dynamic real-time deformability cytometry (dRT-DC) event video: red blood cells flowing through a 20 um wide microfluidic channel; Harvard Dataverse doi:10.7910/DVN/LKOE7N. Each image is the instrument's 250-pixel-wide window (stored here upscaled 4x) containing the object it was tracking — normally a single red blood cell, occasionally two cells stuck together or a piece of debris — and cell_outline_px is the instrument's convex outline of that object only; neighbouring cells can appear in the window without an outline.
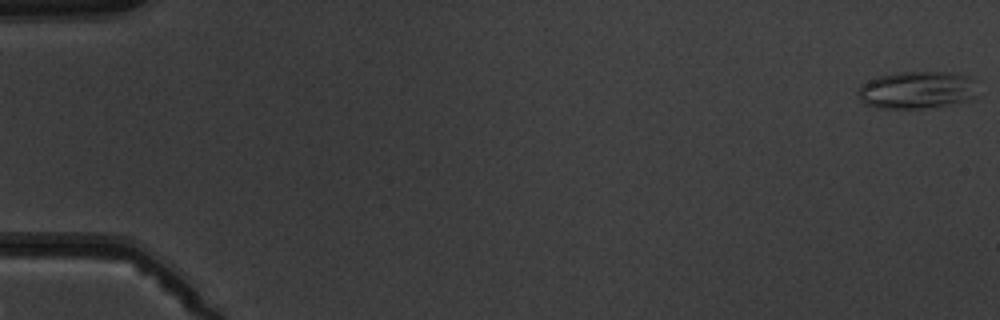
{"species": "common noctule bat (a hibernating species)", "species_latin": "Nyctalus noctula", "temperature_condition": "warm", "stored_images_in_passage": 5, "camera_frame_rate_fps": 3000, "um_per_image_px": 0.085, "animal": {"sex": "male", "body_mass_g": 19.5, "forearm_length_mm": 54.6}, "frame": {"image": 1, "passage_image": 1, "time_ms": 0.0, "image_size_px": [1000, 320], "cell_outline_px": [[976, 96], [968, 100], [924, 108], [876, 108], [864, 104], [860, 100], [856, 92], [868, 80], [876, 76], [896, 72], [956, 72], [968, 76], [972, 80]], "centroid_in_image_um": [77.88, 7.64], "position_along_channel_um": 7.1, "area_um2": 26.01}}
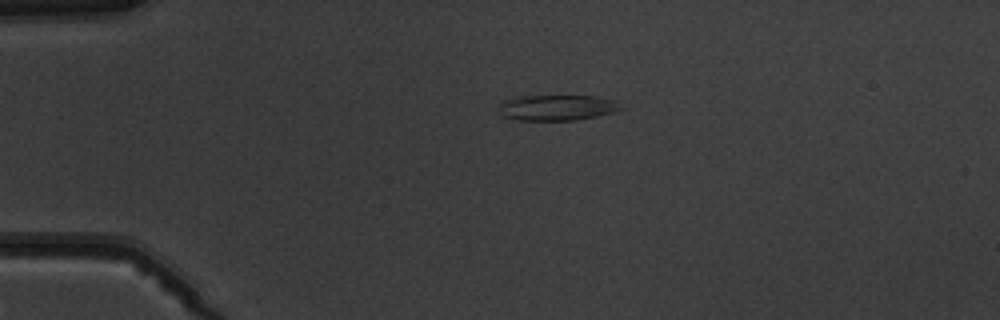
{"frame": {"image": 2, "passage_image": 4, "time_ms": 4.0, "image_size_px": [1000, 320], "cell_outline_px": [[624, 108], [616, 112], [576, 120], [520, 120], [504, 116], [500, 112], [500, 104], [504, 100], [524, 96], [596, 96], [616, 100]], "centroid_in_image_um": [47.43, 9.14], "position_along_channel_um": 37.6, "area_um2": 18.15}}